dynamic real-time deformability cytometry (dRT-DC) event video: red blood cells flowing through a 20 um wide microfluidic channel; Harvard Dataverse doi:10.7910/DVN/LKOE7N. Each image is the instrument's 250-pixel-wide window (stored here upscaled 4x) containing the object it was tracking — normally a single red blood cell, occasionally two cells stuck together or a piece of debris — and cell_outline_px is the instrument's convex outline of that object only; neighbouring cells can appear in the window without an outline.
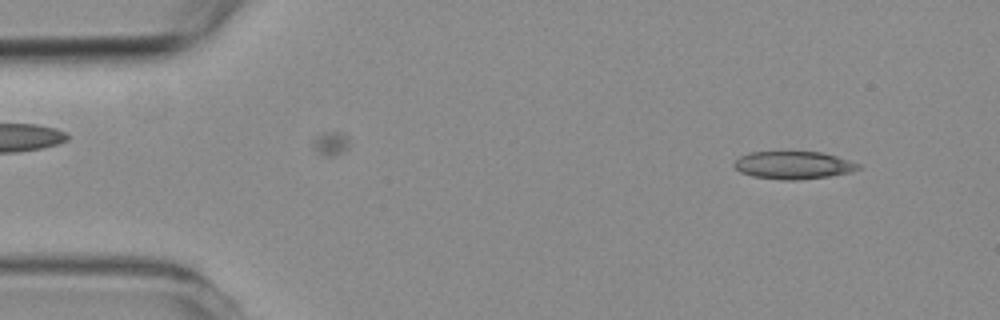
{"species": "common noctule bat (a hibernating species)", "species_latin": "Nyctalus noctula", "temperature_condition": "room temperature", "stored_images_in_passage": 5, "segment_of_instrument_passage": [1, 2], "camera_frame_rate_fps": 3000, "um_per_image_px": 0.085, "animal": {"sex": "female", "body_mass_g": 19.3, "forearm_length_mm": 54.1}, "frame": {"image": 1, "passage_image": 1, "time_ms": 0.0, "image_size_px": [1000, 320], "cell_outline_px": [[860, 168], [852, 172], [828, 176], [796, 180], [784, 180], [752, 176], [740, 172], [732, 164], [740, 156], [748, 152], [820, 152], [836, 156], [860, 164]], "centroid_in_image_um": [67.42, 14.04], "position_along_channel_um": 17.6, "area_um2": 19.94}}
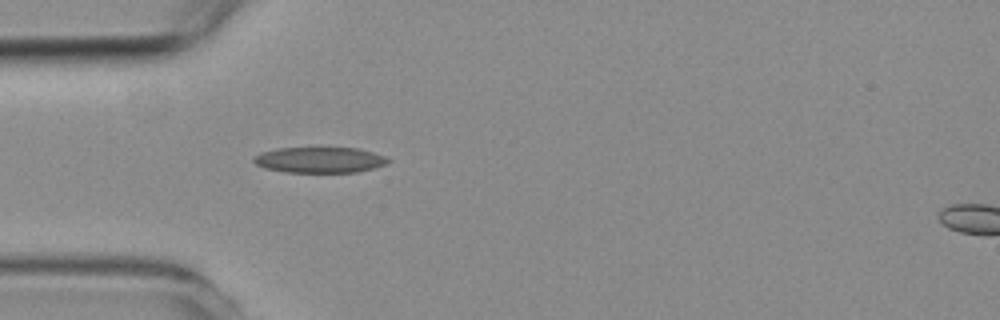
{"frame": {"image": 2, "passage_image": 4, "time_ms": 3.333, "image_size_px": [1000, 320], "cell_outline_px": [[392, 160], [384, 164], [372, 168], [356, 172], [284, 172], [264, 168], [256, 164], [252, 160], [252, 156], [260, 152], [276, 148], [356, 148], [372, 152], [384, 156]], "centroid_in_image_um": [27.1, 13.59], "position_along_channel_um": 57.9, "area_um2": 20.11}}